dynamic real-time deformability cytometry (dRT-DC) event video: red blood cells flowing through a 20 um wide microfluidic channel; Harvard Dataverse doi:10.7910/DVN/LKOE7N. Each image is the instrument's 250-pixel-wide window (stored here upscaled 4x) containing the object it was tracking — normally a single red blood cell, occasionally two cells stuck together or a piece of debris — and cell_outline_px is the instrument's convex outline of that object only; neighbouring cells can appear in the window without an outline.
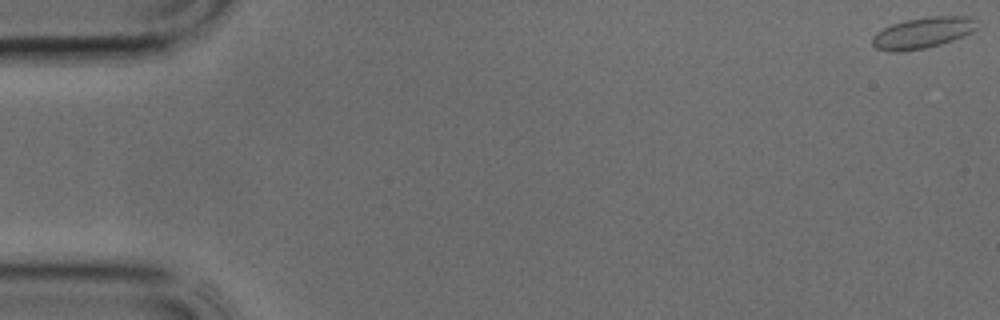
{"species": "common noctule bat (a hibernating species)", "species_latin": "Nyctalus noctula", "temperature_condition": "cold", "stored_images_in_passage": 5, "camera_frame_rate_fps": 3000, "um_per_image_px": 0.085, "animal": {"sex": "male", "body_mass_g": 17.9, "forearm_length_mm": 54.2}, "frame": {"image": 1, "passage_image": 1, "time_ms": 0.0, "image_size_px": [1000, 320], "cell_outline_px": [[980, 28], [964, 36], [940, 44], [924, 48], [900, 52], [888, 52], [876, 48], [872, 44], [872, 36], [876, 32], [892, 24], [908, 20], [928, 16], [972, 16]], "centroid_in_image_um": [78.45, 2.79], "position_along_channel_um": 6.5, "area_um2": 19.07}}